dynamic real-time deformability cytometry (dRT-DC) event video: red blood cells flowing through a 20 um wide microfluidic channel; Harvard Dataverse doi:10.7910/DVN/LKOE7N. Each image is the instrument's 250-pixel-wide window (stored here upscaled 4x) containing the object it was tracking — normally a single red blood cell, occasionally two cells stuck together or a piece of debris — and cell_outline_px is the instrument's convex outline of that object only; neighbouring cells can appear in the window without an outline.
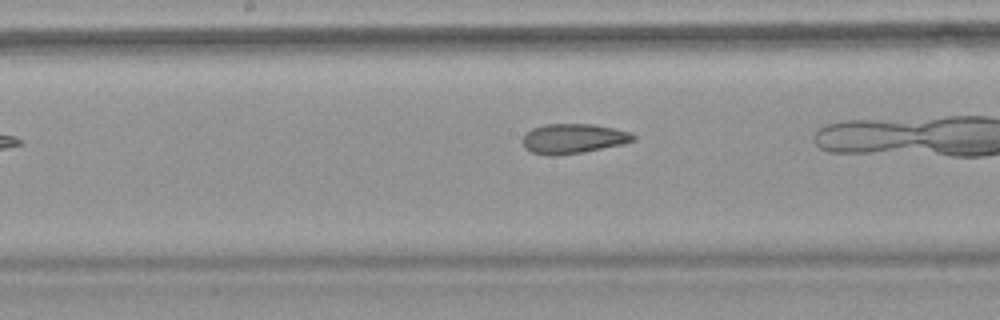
{"species": "common noctule bat (a hibernating species)", "species_latin": "Nyctalus noctula", "temperature_condition": "warm", "stored_images_in_passage": 6, "camera_frame_rate_fps": 3000, "um_per_image_px": 0.085, "animal": {"sex": "female", "body_mass_g": 18.4}, "frame": {"image": 1, "passage_image": 6, "time_ms": 6.0, "image_size_px": [1000, 320], "cell_outline_px": [[636, 140], [620, 144], [584, 152], [556, 156], [548, 156], [532, 152], [524, 148], [524, 136], [532, 128], [544, 124], [596, 124], [628, 132], [636, 136]], "centroid_in_image_um": [48.71, 11.78], "position_along_channel_um": 199.5, "area_um2": 19.07}}